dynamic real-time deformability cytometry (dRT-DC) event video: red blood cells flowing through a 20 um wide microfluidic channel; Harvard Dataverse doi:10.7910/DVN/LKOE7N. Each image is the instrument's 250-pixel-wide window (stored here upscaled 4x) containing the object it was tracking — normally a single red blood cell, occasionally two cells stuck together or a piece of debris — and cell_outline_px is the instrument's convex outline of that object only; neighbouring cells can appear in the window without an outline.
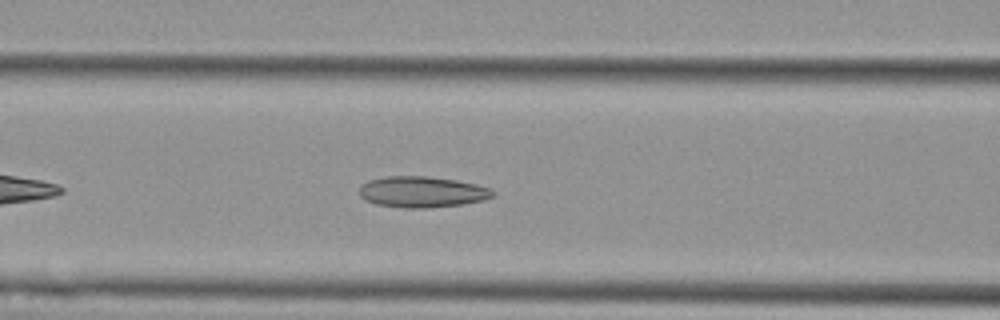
{"species": "Egyptian fruit bat (a non-hibernating species)", "species_latin": "Rousettus aegyptiacus", "temperature_condition": "cold", "stored_images_in_passage": 41, "camera_frame_rate_fps": 3000, "um_per_image_px": 0.085, "animal": {"sex": "female"}, "frame": {"image": 1, "passage_image": 10, "time_ms": 3.0, "image_size_px": [1000, 320], "cell_outline_px": [[496, 196], [484, 200], [464, 204], [428, 208], [404, 208], [376, 204], [364, 200], [360, 196], [360, 188], [368, 180], [388, 176], [428, 176], [456, 180], [476, 184], [488, 188], [496, 192]], "centroid_in_image_um": [35.9, 16.32], "position_along_channel_um": 130.7, "area_um2": 24.28}}
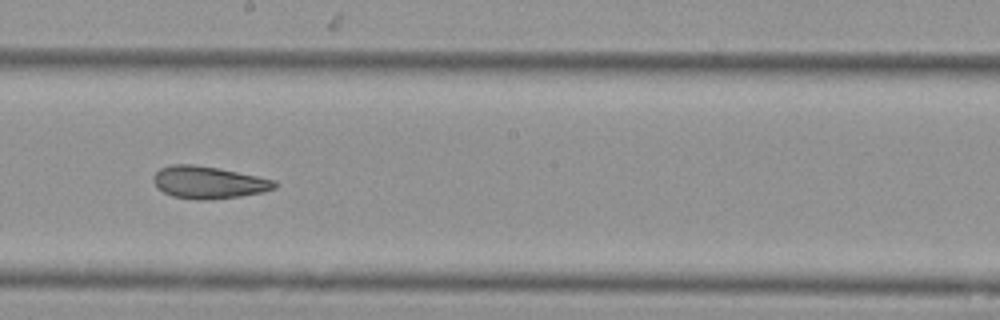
{"frame": {"image": 2, "passage_image": 18, "time_ms": 5.667, "image_size_px": [1000, 320], "cell_outline_px": [[276, 188], [264, 192], [240, 196], [208, 200], [196, 200], [172, 196], [156, 188], [152, 180], [152, 176], [160, 168], [172, 164], [192, 164], [220, 168], [276, 180]], "centroid_in_image_um": [17.7, 15.5], "position_along_channel_um": 230.5, "area_um2": 23.06}}
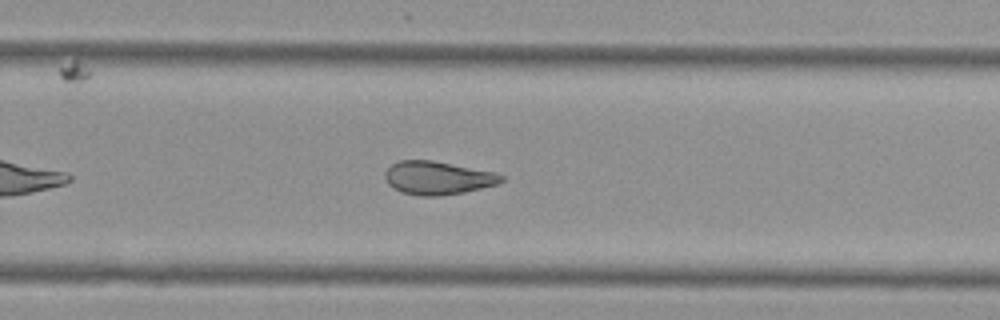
{"frame": {"image": 3, "passage_image": 23, "time_ms": 7.333, "image_size_px": [1000, 320], "cell_outline_px": [[504, 180], [500, 184], [464, 192], [440, 196], [420, 196], [400, 192], [392, 188], [388, 184], [384, 176], [384, 172], [392, 164], [400, 160], [432, 160], [496, 172], [504, 176]], "centroid_in_image_um": [37.21, 15.13], "position_along_channel_um": 292.6, "area_um2": 22.83}, "authors_computed_cell_mechanics": {"area_um2": 24.276, "velocity_mm_per_s": 3.7454, "shape_relaxation_time_tau1_ms": null, "shape_relaxation_time_tau2_ms": 3.0201, "deformation_change_tau1": null, "deformation_change_tau2": 0.1036}}